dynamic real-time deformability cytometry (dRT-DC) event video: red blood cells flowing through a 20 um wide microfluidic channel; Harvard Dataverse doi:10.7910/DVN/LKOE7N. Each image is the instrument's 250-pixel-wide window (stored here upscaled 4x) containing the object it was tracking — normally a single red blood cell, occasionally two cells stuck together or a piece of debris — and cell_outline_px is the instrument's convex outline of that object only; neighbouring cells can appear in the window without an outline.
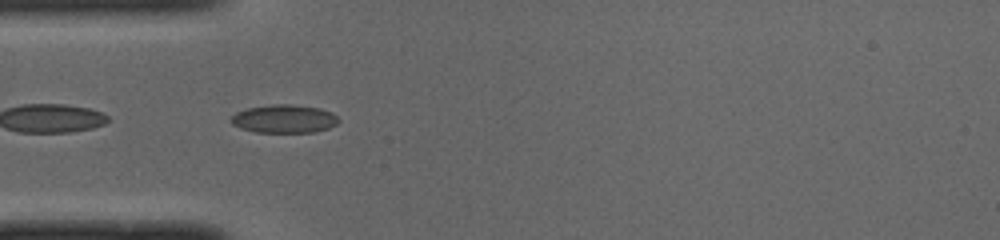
{"species": "common noctule bat (a hibernating species)", "species_latin": "Nyctalus noctula", "temperature_condition": "cold", "stored_images_in_passage": 31, "camera_frame_rate_fps": 3000, "um_per_image_px": 0.085, "animal": {"sex": "male", "body_mass_g": 19.0, "forearm_length_mm": 50.8}, "frame": {"image": 1, "passage_image": 3, "time_ms": 0.667, "image_size_px": [1000, 240], "cell_outline_px": [[340, 120], [336, 124], [328, 128], [316, 132], [256, 132], [240, 128], [232, 124], [228, 120], [236, 112], [248, 108], [272, 104], [292, 104], [320, 108], [332, 112]], "centroid_in_image_um": [24.14, 10.1], "position_along_channel_um": 60.9, "area_um2": 17.8}}
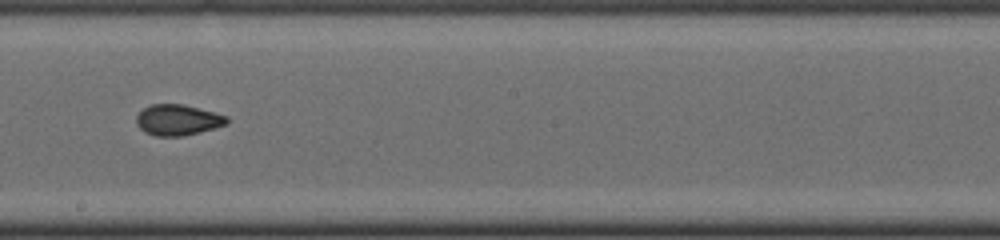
{"frame": {"image": 2, "passage_image": 16, "time_ms": 5.0, "image_size_px": [1000, 240], "cell_outline_px": [[228, 124], [200, 132], [184, 136], [156, 136], [144, 132], [136, 124], [136, 116], [144, 108], [152, 104], [184, 104], [216, 112], [228, 116]], "centroid_in_image_um": [15.13, 10.19], "position_along_channel_um": 233.1, "area_um2": 16.42}}
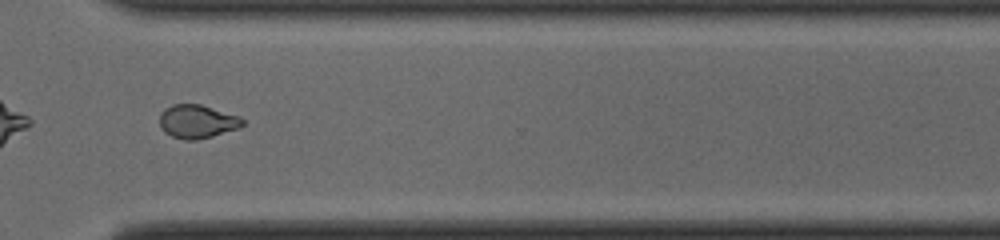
{"frame": {"image": 3, "passage_image": 25, "time_ms": 8.0, "image_size_px": [1000, 240], "cell_outline_px": [[244, 124], [240, 128], [212, 136], [196, 140], [184, 140], [172, 136], [164, 132], [160, 128], [160, 112], [164, 108], [172, 104], [200, 104], [240, 116], [244, 120]], "centroid_in_image_um": [16.76, 10.32], "position_along_channel_um": 353.8, "area_um2": 16.36}, "authors_computed_cell_mechanics": {"area_um2": 16.4152, "velocity_mm_per_s": 3.9979, "shape_relaxation_time_tau1_ms": 8.8458, "shape_relaxation_time_tau2_ms": 1.3093, "deformation_change_tau1": 0.192, "deformation_change_tau2": 0.0556}}